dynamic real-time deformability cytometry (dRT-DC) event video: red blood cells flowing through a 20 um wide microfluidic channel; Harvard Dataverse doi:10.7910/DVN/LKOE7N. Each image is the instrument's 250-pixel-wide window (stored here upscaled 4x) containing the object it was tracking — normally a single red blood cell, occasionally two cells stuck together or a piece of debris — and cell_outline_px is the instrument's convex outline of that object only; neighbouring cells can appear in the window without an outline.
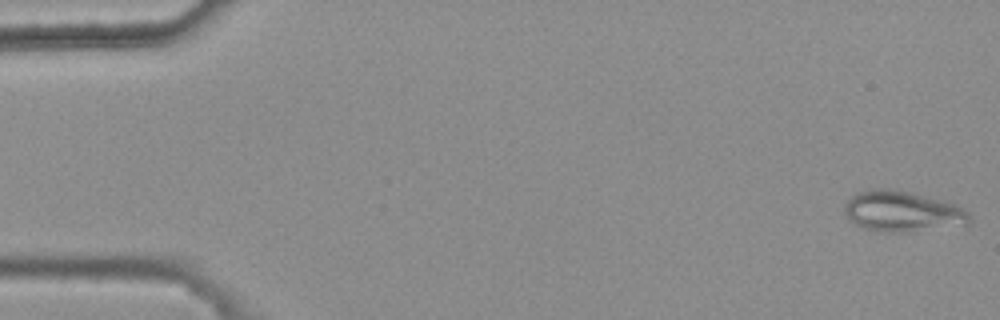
{"species": "common noctule bat (a hibernating species)", "species_latin": "Nyctalus noctula", "temperature_condition": "warm", "stored_images_in_passage": 4, "camera_frame_rate_fps": 3000, "um_per_image_px": 0.085, "animal": {"sex": "female", "body_mass_g": 25.1}, "frame": {"image": 1, "passage_image": 1, "time_ms": 0.0, "image_size_px": [1000, 320], "cell_outline_px": [[972, 220], [968, 224], [912, 232], [880, 232], [864, 228], [852, 224], [844, 212], [844, 208], [848, 200], [856, 192], [868, 188], [892, 188], [912, 192], [944, 200], [968, 212], [972, 216]], "centroid_in_image_um": [76.67, 17.96], "position_along_channel_um": 8.3, "area_um2": 30.11}}